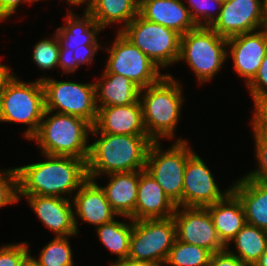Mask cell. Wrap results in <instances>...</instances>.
I'll return each mask as SVG.
<instances>
[{
	"instance_id": "1",
	"label": "cell",
	"mask_w": 267,
	"mask_h": 266,
	"mask_svg": "<svg viewBox=\"0 0 267 266\" xmlns=\"http://www.w3.org/2000/svg\"><path fill=\"white\" fill-rule=\"evenodd\" d=\"M43 162L16 167L18 199L22 196L63 197L72 193L88 179L86 161L71 156H51ZM63 195V196H62Z\"/></svg>"
},
{
	"instance_id": "2",
	"label": "cell",
	"mask_w": 267,
	"mask_h": 266,
	"mask_svg": "<svg viewBox=\"0 0 267 266\" xmlns=\"http://www.w3.org/2000/svg\"><path fill=\"white\" fill-rule=\"evenodd\" d=\"M91 134H98L100 138L90 144L86 162L89 179L96 181L102 175L145 170L148 151L153 143L148 135L101 133L94 126Z\"/></svg>"
},
{
	"instance_id": "3",
	"label": "cell",
	"mask_w": 267,
	"mask_h": 266,
	"mask_svg": "<svg viewBox=\"0 0 267 266\" xmlns=\"http://www.w3.org/2000/svg\"><path fill=\"white\" fill-rule=\"evenodd\" d=\"M182 92L181 84L167 73L157 83L140 90L143 124L153 142L174 138L184 101Z\"/></svg>"
},
{
	"instance_id": "4",
	"label": "cell",
	"mask_w": 267,
	"mask_h": 266,
	"mask_svg": "<svg viewBox=\"0 0 267 266\" xmlns=\"http://www.w3.org/2000/svg\"><path fill=\"white\" fill-rule=\"evenodd\" d=\"M51 113L45 110L39 129L30 140L37 142L42 154L71 156L87 162L92 125L76 116Z\"/></svg>"
},
{
	"instance_id": "5",
	"label": "cell",
	"mask_w": 267,
	"mask_h": 266,
	"mask_svg": "<svg viewBox=\"0 0 267 266\" xmlns=\"http://www.w3.org/2000/svg\"><path fill=\"white\" fill-rule=\"evenodd\" d=\"M44 112L45 91L42 81L23 82L13 73L0 95V122L28 125L23 136L30 140L37 133Z\"/></svg>"
},
{
	"instance_id": "6",
	"label": "cell",
	"mask_w": 267,
	"mask_h": 266,
	"mask_svg": "<svg viewBox=\"0 0 267 266\" xmlns=\"http://www.w3.org/2000/svg\"><path fill=\"white\" fill-rule=\"evenodd\" d=\"M227 58V39L211 27H197L181 35L178 61L188 64L200 84L213 79Z\"/></svg>"
},
{
	"instance_id": "7",
	"label": "cell",
	"mask_w": 267,
	"mask_h": 266,
	"mask_svg": "<svg viewBox=\"0 0 267 266\" xmlns=\"http://www.w3.org/2000/svg\"><path fill=\"white\" fill-rule=\"evenodd\" d=\"M160 142L150 145L145 170L162 187L176 206H182L184 169L187 159L195 152L186 139L178 138L164 150Z\"/></svg>"
},
{
	"instance_id": "8",
	"label": "cell",
	"mask_w": 267,
	"mask_h": 266,
	"mask_svg": "<svg viewBox=\"0 0 267 266\" xmlns=\"http://www.w3.org/2000/svg\"><path fill=\"white\" fill-rule=\"evenodd\" d=\"M120 32L159 68L164 69L178 62L181 34L177 31L151 22L138 14Z\"/></svg>"
},
{
	"instance_id": "9",
	"label": "cell",
	"mask_w": 267,
	"mask_h": 266,
	"mask_svg": "<svg viewBox=\"0 0 267 266\" xmlns=\"http://www.w3.org/2000/svg\"><path fill=\"white\" fill-rule=\"evenodd\" d=\"M39 80L44 86L45 110L76 116L94 126L98 115L94 82L57 81L42 76Z\"/></svg>"
},
{
	"instance_id": "10",
	"label": "cell",
	"mask_w": 267,
	"mask_h": 266,
	"mask_svg": "<svg viewBox=\"0 0 267 266\" xmlns=\"http://www.w3.org/2000/svg\"><path fill=\"white\" fill-rule=\"evenodd\" d=\"M176 239L173 216L165 219L132 220L128 258L164 266Z\"/></svg>"
},
{
	"instance_id": "11",
	"label": "cell",
	"mask_w": 267,
	"mask_h": 266,
	"mask_svg": "<svg viewBox=\"0 0 267 266\" xmlns=\"http://www.w3.org/2000/svg\"><path fill=\"white\" fill-rule=\"evenodd\" d=\"M115 41L105 51L109 52L103 73L120 74L127 77L141 89L157 83L165 74L136 45L127 39L120 31L115 35Z\"/></svg>"
},
{
	"instance_id": "12",
	"label": "cell",
	"mask_w": 267,
	"mask_h": 266,
	"mask_svg": "<svg viewBox=\"0 0 267 266\" xmlns=\"http://www.w3.org/2000/svg\"><path fill=\"white\" fill-rule=\"evenodd\" d=\"M267 26V0L223 1L218 19L211 28L221 37H231Z\"/></svg>"
},
{
	"instance_id": "13",
	"label": "cell",
	"mask_w": 267,
	"mask_h": 266,
	"mask_svg": "<svg viewBox=\"0 0 267 266\" xmlns=\"http://www.w3.org/2000/svg\"><path fill=\"white\" fill-rule=\"evenodd\" d=\"M182 208V209H181ZM177 206L173 215L177 240L197 245L212 253L226 249L219 239L206 208Z\"/></svg>"
},
{
	"instance_id": "14",
	"label": "cell",
	"mask_w": 267,
	"mask_h": 266,
	"mask_svg": "<svg viewBox=\"0 0 267 266\" xmlns=\"http://www.w3.org/2000/svg\"><path fill=\"white\" fill-rule=\"evenodd\" d=\"M205 162L193 153L186 162L182 189V206L202 207L213 205L223 199L230 191L219 189L217 182Z\"/></svg>"
},
{
	"instance_id": "15",
	"label": "cell",
	"mask_w": 267,
	"mask_h": 266,
	"mask_svg": "<svg viewBox=\"0 0 267 266\" xmlns=\"http://www.w3.org/2000/svg\"><path fill=\"white\" fill-rule=\"evenodd\" d=\"M227 47L233 68L247 85L257 74L267 53V26L227 39Z\"/></svg>"
},
{
	"instance_id": "16",
	"label": "cell",
	"mask_w": 267,
	"mask_h": 266,
	"mask_svg": "<svg viewBox=\"0 0 267 266\" xmlns=\"http://www.w3.org/2000/svg\"><path fill=\"white\" fill-rule=\"evenodd\" d=\"M23 197L28 199L29 206L39 220L53 231L56 237L77 236L71 199L39 195Z\"/></svg>"
},
{
	"instance_id": "17",
	"label": "cell",
	"mask_w": 267,
	"mask_h": 266,
	"mask_svg": "<svg viewBox=\"0 0 267 266\" xmlns=\"http://www.w3.org/2000/svg\"><path fill=\"white\" fill-rule=\"evenodd\" d=\"M74 195L72 202L77 233L78 218L98 227L113 221L118 216L106 199L104 190L95 180L88 178Z\"/></svg>"
},
{
	"instance_id": "18",
	"label": "cell",
	"mask_w": 267,
	"mask_h": 266,
	"mask_svg": "<svg viewBox=\"0 0 267 266\" xmlns=\"http://www.w3.org/2000/svg\"><path fill=\"white\" fill-rule=\"evenodd\" d=\"M176 207L157 181L146 170H139L137 201L129 218L133 221L165 219L174 215Z\"/></svg>"
},
{
	"instance_id": "19",
	"label": "cell",
	"mask_w": 267,
	"mask_h": 266,
	"mask_svg": "<svg viewBox=\"0 0 267 266\" xmlns=\"http://www.w3.org/2000/svg\"><path fill=\"white\" fill-rule=\"evenodd\" d=\"M94 127L101 133L147 135L140 100L128 105L98 107Z\"/></svg>"
},
{
	"instance_id": "20",
	"label": "cell",
	"mask_w": 267,
	"mask_h": 266,
	"mask_svg": "<svg viewBox=\"0 0 267 266\" xmlns=\"http://www.w3.org/2000/svg\"><path fill=\"white\" fill-rule=\"evenodd\" d=\"M183 2V0H146L139 6V14L151 22L184 35L198 26Z\"/></svg>"
},
{
	"instance_id": "21",
	"label": "cell",
	"mask_w": 267,
	"mask_h": 266,
	"mask_svg": "<svg viewBox=\"0 0 267 266\" xmlns=\"http://www.w3.org/2000/svg\"><path fill=\"white\" fill-rule=\"evenodd\" d=\"M231 190L242 202L246 223L267 231V182L244 175L235 180Z\"/></svg>"
},
{
	"instance_id": "22",
	"label": "cell",
	"mask_w": 267,
	"mask_h": 266,
	"mask_svg": "<svg viewBox=\"0 0 267 266\" xmlns=\"http://www.w3.org/2000/svg\"><path fill=\"white\" fill-rule=\"evenodd\" d=\"M205 208L221 242L225 246L230 245V241L246 224L244 208L238 196L231 190L223 199Z\"/></svg>"
},
{
	"instance_id": "23",
	"label": "cell",
	"mask_w": 267,
	"mask_h": 266,
	"mask_svg": "<svg viewBox=\"0 0 267 266\" xmlns=\"http://www.w3.org/2000/svg\"><path fill=\"white\" fill-rule=\"evenodd\" d=\"M109 183L101 188L112 209L125 219L130 220L137 201L139 170L132 172L111 173L105 175Z\"/></svg>"
},
{
	"instance_id": "24",
	"label": "cell",
	"mask_w": 267,
	"mask_h": 266,
	"mask_svg": "<svg viewBox=\"0 0 267 266\" xmlns=\"http://www.w3.org/2000/svg\"><path fill=\"white\" fill-rule=\"evenodd\" d=\"M94 85L97 107L128 105L140 97L141 88L120 74L103 73Z\"/></svg>"
},
{
	"instance_id": "25",
	"label": "cell",
	"mask_w": 267,
	"mask_h": 266,
	"mask_svg": "<svg viewBox=\"0 0 267 266\" xmlns=\"http://www.w3.org/2000/svg\"><path fill=\"white\" fill-rule=\"evenodd\" d=\"M83 18L68 10L64 19L65 25L56 30L60 44L73 51L81 45H91L97 40V35L103 29L84 9Z\"/></svg>"
},
{
	"instance_id": "26",
	"label": "cell",
	"mask_w": 267,
	"mask_h": 266,
	"mask_svg": "<svg viewBox=\"0 0 267 266\" xmlns=\"http://www.w3.org/2000/svg\"><path fill=\"white\" fill-rule=\"evenodd\" d=\"M102 28L113 24H123L124 29L138 14L139 6L134 0H94L85 9Z\"/></svg>"
},
{
	"instance_id": "27",
	"label": "cell",
	"mask_w": 267,
	"mask_h": 266,
	"mask_svg": "<svg viewBox=\"0 0 267 266\" xmlns=\"http://www.w3.org/2000/svg\"><path fill=\"white\" fill-rule=\"evenodd\" d=\"M232 242L237 254L231 251L229 246H226V249L248 266H255L267 249V231L246 223L230 244Z\"/></svg>"
},
{
	"instance_id": "28",
	"label": "cell",
	"mask_w": 267,
	"mask_h": 266,
	"mask_svg": "<svg viewBox=\"0 0 267 266\" xmlns=\"http://www.w3.org/2000/svg\"><path fill=\"white\" fill-rule=\"evenodd\" d=\"M97 235L101 243L109 249V251L118 256V260L128 258L130 249V239L132 233V219L130 224L113 220L96 227Z\"/></svg>"
},
{
	"instance_id": "29",
	"label": "cell",
	"mask_w": 267,
	"mask_h": 266,
	"mask_svg": "<svg viewBox=\"0 0 267 266\" xmlns=\"http://www.w3.org/2000/svg\"><path fill=\"white\" fill-rule=\"evenodd\" d=\"M212 252L175 240L164 266H209Z\"/></svg>"
},
{
	"instance_id": "30",
	"label": "cell",
	"mask_w": 267,
	"mask_h": 266,
	"mask_svg": "<svg viewBox=\"0 0 267 266\" xmlns=\"http://www.w3.org/2000/svg\"><path fill=\"white\" fill-rule=\"evenodd\" d=\"M69 238L71 236L54 237L41 249L35 261L40 266H74Z\"/></svg>"
},
{
	"instance_id": "31",
	"label": "cell",
	"mask_w": 267,
	"mask_h": 266,
	"mask_svg": "<svg viewBox=\"0 0 267 266\" xmlns=\"http://www.w3.org/2000/svg\"><path fill=\"white\" fill-rule=\"evenodd\" d=\"M53 36L39 41L33 48L32 60L42 70L58 67L60 40L56 33Z\"/></svg>"
},
{
	"instance_id": "32",
	"label": "cell",
	"mask_w": 267,
	"mask_h": 266,
	"mask_svg": "<svg viewBox=\"0 0 267 266\" xmlns=\"http://www.w3.org/2000/svg\"><path fill=\"white\" fill-rule=\"evenodd\" d=\"M187 2L192 19L198 27H211L218 19L223 5L222 0H187Z\"/></svg>"
},
{
	"instance_id": "33",
	"label": "cell",
	"mask_w": 267,
	"mask_h": 266,
	"mask_svg": "<svg viewBox=\"0 0 267 266\" xmlns=\"http://www.w3.org/2000/svg\"><path fill=\"white\" fill-rule=\"evenodd\" d=\"M18 175L16 167L0 171V208L18 203Z\"/></svg>"
},
{
	"instance_id": "34",
	"label": "cell",
	"mask_w": 267,
	"mask_h": 266,
	"mask_svg": "<svg viewBox=\"0 0 267 266\" xmlns=\"http://www.w3.org/2000/svg\"><path fill=\"white\" fill-rule=\"evenodd\" d=\"M28 242L1 245L0 266H21L25 259L31 254Z\"/></svg>"
},
{
	"instance_id": "35",
	"label": "cell",
	"mask_w": 267,
	"mask_h": 266,
	"mask_svg": "<svg viewBox=\"0 0 267 266\" xmlns=\"http://www.w3.org/2000/svg\"><path fill=\"white\" fill-rule=\"evenodd\" d=\"M257 169L245 174L250 179L267 182V138L259 136L253 131Z\"/></svg>"
},
{
	"instance_id": "36",
	"label": "cell",
	"mask_w": 267,
	"mask_h": 266,
	"mask_svg": "<svg viewBox=\"0 0 267 266\" xmlns=\"http://www.w3.org/2000/svg\"><path fill=\"white\" fill-rule=\"evenodd\" d=\"M253 102L267 100V53L255 77L247 84Z\"/></svg>"
},
{
	"instance_id": "37",
	"label": "cell",
	"mask_w": 267,
	"mask_h": 266,
	"mask_svg": "<svg viewBox=\"0 0 267 266\" xmlns=\"http://www.w3.org/2000/svg\"><path fill=\"white\" fill-rule=\"evenodd\" d=\"M251 129L259 136L267 138V100L254 103Z\"/></svg>"
},
{
	"instance_id": "38",
	"label": "cell",
	"mask_w": 267,
	"mask_h": 266,
	"mask_svg": "<svg viewBox=\"0 0 267 266\" xmlns=\"http://www.w3.org/2000/svg\"><path fill=\"white\" fill-rule=\"evenodd\" d=\"M102 49L101 44L96 40L91 45H81L74 50L73 56L75 57L79 66L83 63L87 65L92 63L94 56L97 54V50Z\"/></svg>"
},
{
	"instance_id": "39",
	"label": "cell",
	"mask_w": 267,
	"mask_h": 266,
	"mask_svg": "<svg viewBox=\"0 0 267 266\" xmlns=\"http://www.w3.org/2000/svg\"><path fill=\"white\" fill-rule=\"evenodd\" d=\"M209 266H248L227 249L212 253Z\"/></svg>"
},
{
	"instance_id": "40",
	"label": "cell",
	"mask_w": 267,
	"mask_h": 266,
	"mask_svg": "<svg viewBox=\"0 0 267 266\" xmlns=\"http://www.w3.org/2000/svg\"><path fill=\"white\" fill-rule=\"evenodd\" d=\"M73 54L72 49L65 48L60 44L58 66L62 68L63 73H73L80 67Z\"/></svg>"
},
{
	"instance_id": "41",
	"label": "cell",
	"mask_w": 267,
	"mask_h": 266,
	"mask_svg": "<svg viewBox=\"0 0 267 266\" xmlns=\"http://www.w3.org/2000/svg\"><path fill=\"white\" fill-rule=\"evenodd\" d=\"M36 2L35 0H0V21L12 17L21 3Z\"/></svg>"
},
{
	"instance_id": "42",
	"label": "cell",
	"mask_w": 267,
	"mask_h": 266,
	"mask_svg": "<svg viewBox=\"0 0 267 266\" xmlns=\"http://www.w3.org/2000/svg\"><path fill=\"white\" fill-rule=\"evenodd\" d=\"M110 266H160L159 264L148 261H137L130 258L120 261H113Z\"/></svg>"
},
{
	"instance_id": "43",
	"label": "cell",
	"mask_w": 267,
	"mask_h": 266,
	"mask_svg": "<svg viewBox=\"0 0 267 266\" xmlns=\"http://www.w3.org/2000/svg\"><path fill=\"white\" fill-rule=\"evenodd\" d=\"M10 66L0 63V95L7 80L12 76Z\"/></svg>"
},
{
	"instance_id": "44",
	"label": "cell",
	"mask_w": 267,
	"mask_h": 266,
	"mask_svg": "<svg viewBox=\"0 0 267 266\" xmlns=\"http://www.w3.org/2000/svg\"><path fill=\"white\" fill-rule=\"evenodd\" d=\"M94 0H68V4L70 6H79L81 5L82 3L85 4L86 8L84 9H87L89 7V5L93 2ZM86 2V3H85Z\"/></svg>"
},
{
	"instance_id": "45",
	"label": "cell",
	"mask_w": 267,
	"mask_h": 266,
	"mask_svg": "<svg viewBox=\"0 0 267 266\" xmlns=\"http://www.w3.org/2000/svg\"><path fill=\"white\" fill-rule=\"evenodd\" d=\"M21 266H40L36 261L35 258L30 254L25 261L22 263Z\"/></svg>"
},
{
	"instance_id": "46",
	"label": "cell",
	"mask_w": 267,
	"mask_h": 266,
	"mask_svg": "<svg viewBox=\"0 0 267 266\" xmlns=\"http://www.w3.org/2000/svg\"><path fill=\"white\" fill-rule=\"evenodd\" d=\"M255 266H267V249H266V251L261 255L260 260L255 264Z\"/></svg>"
},
{
	"instance_id": "47",
	"label": "cell",
	"mask_w": 267,
	"mask_h": 266,
	"mask_svg": "<svg viewBox=\"0 0 267 266\" xmlns=\"http://www.w3.org/2000/svg\"><path fill=\"white\" fill-rule=\"evenodd\" d=\"M134 1L138 4V6H140L146 0H134Z\"/></svg>"
}]
</instances>
